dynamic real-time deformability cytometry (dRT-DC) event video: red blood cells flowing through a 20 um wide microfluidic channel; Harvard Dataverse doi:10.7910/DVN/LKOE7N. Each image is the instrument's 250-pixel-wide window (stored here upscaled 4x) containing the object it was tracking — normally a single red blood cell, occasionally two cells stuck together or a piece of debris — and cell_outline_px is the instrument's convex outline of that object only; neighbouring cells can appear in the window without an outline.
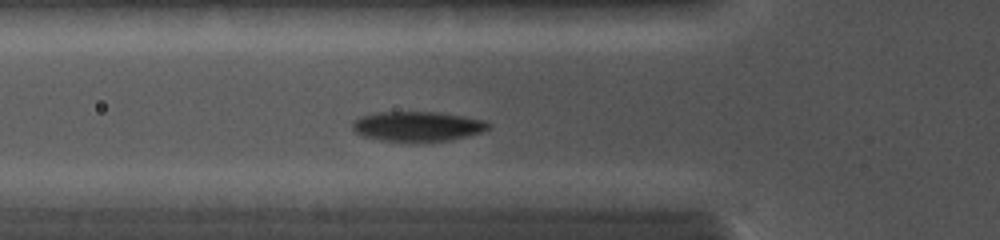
{"species": "common noctule bat (a hibernating species)", "species_latin": "Nyctalus noctula", "temperature_condition": "cold", "stored_images_in_passage": 10, "camera_frame_rate_fps": 5000, "um_per_image_px": 0.085, "animal": {"sex": "female", "body_mass_g": 19.0, "forearm_length_mm": 56.7}, "frame": {"image": 1, "passage_image": 6, "time_ms": 3.6, "image_size_px": [1000, 240], "cell_outline_px": [[492, 128], [480, 132], [452, 140], [416, 144], [380, 140], [360, 136], [352, 128], [352, 120], [360, 116], [376, 112], [440, 112], [464, 116], [484, 120], [492, 124]], "centroid_in_image_um": [35.47, 10.77], "position_along_channel_um": 90.3, "area_um2": 24.57}}
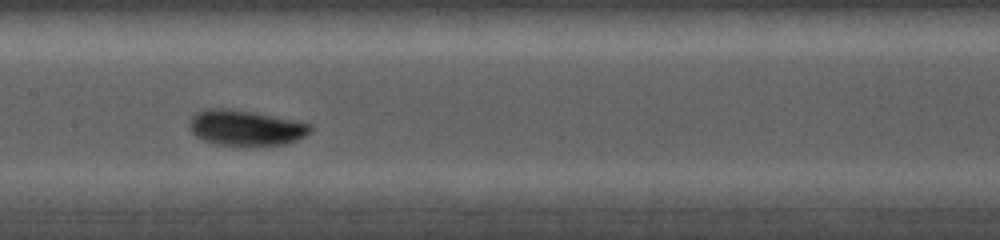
{"frame": {"image": 2, "passage_image": 9, "time_ms": 5.8, "image_size_px": [1000, 240], "cell_outline_px": [[312, 128], [304, 136], [296, 140], [284, 144], [220, 144], [204, 140], [196, 136], [192, 132], [188, 124], [188, 120], [196, 112], [204, 108], [224, 108], [256, 112], [312, 124]], "centroid_in_image_um": [20.84, 10.82], "position_along_channel_um": 186.6, "area_um2": 24.62}}